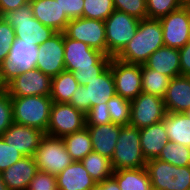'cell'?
Instances as JSON below:
<instances>
[{
  "mask_svg": "<svg viewBox=\"0 0 190 190\" xmlns=\"http://www.w3.org/2000/svg\"><path fill=\"white\" fill-rule=\"evenodd\" d=\"M24 155L13 148L11 144H7L5 140L0 136V172L2 173L8 167L21 160Z\"/></svg>",
  "mask_w": 190,
  "mask_h": 190,
  "instance_id": "obj_38",
  "label": "cell"
},
{
  "mask_svg": "<svg viewBox=\"0 0 190 190\" xmlns=\"http://www.w3.org/2000/svg\"><path fill=\"white\" fill-rule=\"evenodd\" d=\"M114 95H116V88L110 62L109 67L102 74L87 85H80L76 89L69 104L86 114L91 107L106 103Z\"/></svg>",
  "mask_w": 190,
  "mask_h": 190,
  "instance_id": "obj_4",
  "label": "cell"
},
{
  "mask_svg": "<svg viewBox=\"0 0 190 190\" xmlns=\"http://www.w3.org/2000/svg\"><path fill=\"white\" fill-rule=\"evenodd\" d=\"M30 0H0V17L7 12L18 9L20 6L28 4Z\"/></svg>",
  "mask_w": 190,
  "mask_h": 190,
  "instance_id": "obj_45",
  "label": "cell"
},
{
  "mask_svg": "<svg viewBox=\"0 0 190 190\" xmlns=\"http://www.w3.org/2000/svg\"><path fill=\"white\" fill-rule=\"evenodd\" d=\"M56 179L58 190H91L97 184L81 161H73Z\"/></svg>",
  "mask_w": 190,
  "mask_h": 190,
  "instance_id": "obj_22",
  "label": "cell"
},
{
  "mask_svg": "<svg viewBox=\"0 0 190 190\" xmlns=\"http://www.w3.org/2000/svg\"><path fill=\"white\" fill-rule=\"evenodd\" d=\"M149 19H161L183 6L182 0H146Z\"/></svg>",
  "mask_w": 190,
  "mask_h": 190,
  "instance_id": "obj_35",
  "label": "cell"
},
{
  "mask_svg": "<svg viewBox=\"0 0 190 190\" xmlns=\"http://www.w3.org/2000/svg\"><path fill=\"white\" fill-rule=\"evenodd\" d=\"M79 86L73 72L64 70L52 78L50 98L55 103H69Z\"/></svg>",
  "mask_w": 190,
  "mask_h": 190,
  "instance_id": "obj_28",
  "label": "cell"
},
{
  "mask_svg": "<svg viewBox=\"0 0 190 190\" xmlns=\"http://www.w3.org/2000/svg\"><path fill=\"white\" fill-rule=\"evenodd\" d=\"M81 163L97 183L113 176L114 169L111 160L99 153L92 151L81 160Z\"/></svg>",
  "mask_w": 190,
  "mask_h": 190,
  "instance_id": "obj_30",
  "label": "cell"
},
{
  "mask_svg": "<svg viewBox=\"0 0 190 190\" xmlns=\"http://www.w3.org/2000/svg\"><path fill=\"white\" fill-rule=\"evenodd\" d=\"M163 121L169 141L190 148V118L185 113L166 112Z\"/></svg>",
  "mask_w": 190,
  "mask_h": 190,
  "instance_id": "obj_26",
  "label": "cell"
},
{
  "mask_svg": "<svg viewBox=\"0 0 190 190\" xmlns=\"http://www.w3.org/2000/svg\"><path fill=\"white\" fill-rule=\"evenodd\" d=\"M168 141L164 121L140 129V143L146 161L157 158Z\"/></svg>",
  "mask_w": 190,
  "mask_h": 190,
  "instance_id": "obj_25",
  "label": "cell"
},
{
  "mask_svg": "<svg viewBox=\"0 0 190 190\" xmlns=\"http://www.w3.org/2000/svg\"><path fill=\"white\" fill-rule=\"evenodd\" d=\"M82 17L105 21L115 10L113 0H84Z\"/></svg>",
  "mask_w": 190,
  "mask_h": 190,
  "instance_id": "obj_34",
  "label": "cell"
},
{
  "mask_svg": "<svg viewBox=\"0 0 190 190\" xmlns=\"http://www.w3.org/2000/svg\"><path fill=\"white\" fill-rule=\"evenodd\" d=\"M164 46L162 25L157 19H142L136 34L115 57L123 62L144 65L149 56Z\"/></svg>",
  "mask_w": 190,
  "mask_h": 190,
  "instance_id": "obj_1",
  "label": "cell"
},
{
  "mask_svg": "<svg viewBox=\"0 0 190 190\" xmlns=\"http://www.w3.org/2000/svg\"><path fill=\"white\" fill-rule=\"evenodd\" d=\"M59 4L70 20L82 17L84 0H59Z\"/></svg>",
  "mask_w": 190,
  "mask_h": 190,
  "instance_id": "obj_43",
  "label": "cell"
},
{
  "mask_svg": "<svg viewBox=\"0 0 190 190\" xmlns=\"http://www.w3.org/2000/svg\"><path fill=\"white\" fill-rule=\"evenodd\" d=\"M2 17L14 28L16 39L24 40L31 45L40 46L57 33L33 16L30 3L7 12Z\"/></svg>",
  "mask_w": 190,
  "mask_h": 190,
  "instance_id": "obj_3",
  "label": "cell"
},
{
  "mask_svg": "<svg viewBox=\"0 0 190 190\" xmlns=\"http://www.w3.org/2000/svg\"><path fill=\"white\" fill-rule=\"evenodd\" d=\"M183 5L190 6V0H182Z\"/></svg>",
  "mask_w": 190,
  "mask_h": 190,
  "instance_id": "obj_50",
  "label": "cell"
},
{
  "mask_svg": "<svg viewBox=\"0 0 190 190\" xmlns=\"http://www.w3.org/2000/svg\"><path fill=\"white\" fill-rule=\"evenodd\" d=\"M165 115L163 98L142 92L131 100L129 125L142 129L163 121Z\"/></svg>",
  "mask_w": 190,
  "mask_h": 190,
  "instance_id": "obj_13",
  "label": "cell"
},
{
  "mask_svg": "<svg viewBox=\"0 0 190 190\" xmlns=\"http://www.w3.org/2000/svg\"><path fill=\"white\" fill-rule=\"evenodd\" d=\"M0 190H9L7 185L4 183L2 173L0 172Z\"/></svg>",
  "mask_w": 190,
  "mask_h": 190,
  "instance_id": "obj_48",
  "label": "cell"
},
{
  "mask_svg": "<svg viewBox=\"0 0 190 190\" xmlns=\"http://www.w3.org/2000/svg\"><path fill=\"white\" fill-rule=\"evenodd\" d=\"M86 127L85 114L69 103L53 102L46 135L62 138Z\"/></svg>",
  "mask_w": 190,
  "mask_h": 190,
  "instance_id": "obj_11",
  "label": "cell"
},
{
  "mask_svg": "<svg viewBox=\"0 0 190 190\" xmlns=\"http://www.w3.org/2000/svg\"><path fill=\"white\" fill-rule=\"evenodd\" d=\"M93 145V152L111 160L122 126L108 123L100 126H86Z\"/></svg>",
  "mask_w": 190,
  "mask_h": 190,
  "instance_id": "obj_23",
  "label": "cell"
},
{
  "mask_svg": "<svg viewBox=\"0 0 190 190\" xmlns=\"http://www.w3.org/2000/svg\"><path fill=\"white\" fill-rule=\"evenodd\" d=\"M67 152L73 161H81L93 151V145L87 127L62 137Z\"/></svg>",
  "mask_w": 190,
  "mask_h": 190,
  "instance_id": "obj_29",
  "label": "cell"
},
{
  "mask_svg": "<svg viewBox=\"0 0 190 190\" xmlns=\"http://www.w3.org/2000/svg\"><path fill=\"white\" fill-rule=\"evenodd\" d=\"M107 106L112 123L120 126L130 124V100L116 94L107 101Z\"/></svg>",
  "mask_w": 190,
  "mask_h": 190,
  "instance_id": "obj_33",
  "label": "cell"
},
{
  "mask_svg": "<svg viewBox=\"0 0 190 190\" xmlns=\"http://www.w3.org/2000/svg\"><path fill=\"white\" fill-rule=\"evenodd\" d=\"M113 4L115 10L127 13L138 20L148 18L146 0H113Z\"/></svg>",
  "mask_w": 190,
  "mask_h": 190,
  "instance_id": "obj_37",
  "label": "cell"
},
{
  "mask_svg": "<svg viewBox=\"0 0 190 190\" xmlns=\"http://www.w3.org/2000/svg\"><path fill=\"white\" fill-rule=\"evenodd\" d=\"M52 78L39 69L13 71L7 75L6 91L10 97L50 96Z\"/></svg>",
  "mask_w": 190,
  "mask_h": 190,
  "instance_id": "obj_7",
  "label": "cell"
},
{
  "mask_svg": "<svg viewBox=\"0 0 190 190\" xmlns=\"http://www.w3.org/2000/svg\"><path fill=\"white\" fill-rule=\"evenodd\" d=\"M111 71L117 95L131 101L142 93L141 65L126 63L112 57Z\"/></svg>",
  "mask_w": 190,
  "mask_h": 190,
  "instance_id": "obj_15",
  "label": "cell"
},
{
  "mask_svg": "<svg viewBox=\"0 0 190 190\" xmlns=\"http://www.w3.org/2000/svg\"><path fill=\"white\" fill-rule=\"evenodd\" d=\"M179 50L181 75L190 76V41Z\"/></svg>",
  "mask_w": 190,
  "mask_h": 190,
  "instance_id": "obj_44",
  "label": "cell"
},
{
  "mask_svg": "<svg viewBox=\"0 0 190 190\" xmlns=\"http://www.w3.org/2000/svg\"><path fill=\"white\" fill-rule=\"evenodd\" d=\"M190 118V108L184 112Z\"/></svg>",
  "mask_w": 190,
  "mask_h": 190,
  "instance_id": "obj_51",
  "label": "cell"
},
{
  "mask_svg": "<svg viewBox=\"0 0 190 190\" xmlns=\"http://www.w3.org/2000/svg\"><path fill=\"white\" fill-rule=\"evenodd\" d=\"M141 143L140 129L131 125L122 126L111 158L114 171L146 167Z\"/></svg>",
  "mask_w": 190,
  "mask_h": 190,
  "instance_id": "obj_5",
  "label": "cell"
},
{
  "mask_svg": "<svg viewBox=\"0 0 190 190\" xmlns=\"http://www.w3.org/2000/svg\"><path fill=\"white\" fill-rule=\"evenodd\" d=\"M33 16L56 32H64L70 19L62 11L59 0H30Z\"/></svg>",
  "mask_w": 190,
  "mask_h": 190,
  "instance_id": "obj_18",
  "label": "cell"
},
{
  "mask_svg": "<svg viewBox=\"0 0 190 190\" xmlns=\"http://www.w3.org/2000/svg\"><path fill=\"white\" fill-rule=\"evenodd\" d=\"M86 126H100L111 123L107 102L91 107L85 114Z\"/></svg>",
  "mask_w": 190,
  "mask_h": 190,
  "instance_id": "obj_39",
  "label": "cell"
},
{
  "mask_svg": "<svg viewBox=\"0 0 190 190\" xmlns=\"http://www.w3.org/2000/svg\"><path fill=\"white\" fill-rule=\"evenodd\" d=\"M91 190H104V189L99 183H97Z\"/></svg>",
  "mask_w": 190,
  "mask_h": 190,
  "instance_id": "obj_49",
  "label": "cell"
},
{
  "mask_svg": "<svg viewBox=\"0 0 190 190\" xmlns=\"http://www.w3.org/2000/svg\"><path fill=\"white\" fill-rule=\"evenodd\" d=\"M121 190H152L146 167L138 169H120L112 176Z\"/></svg>",
  "mask_w": 190,
  "mask_h": 190,
  "instance_id": "obj_27",
  "label": "cell"
},
{
  "mask_svg": "<svg viewBox=\"0 0 190 190\" xmlns=\"http://www.w3.org/2000/svg\"><path fill=\"white\" fill-rule=\"evenodd\" d=\"M1 136L7 144H11L13 148L20 151L24 156L33 157L42 138L45 136V132L13 122Z\"/></svg>",
  "mask_w": 190,
  "mask_h": 190,
  "instance_id": "obj_17",
  "label": "cell"
},
{
  "mask_svg": "<svg viewBox=\"0 0 190 190\" xmlns=\"http://www.w3.org/2000/svg\"><path fill=\"white\" fill-rule=\"evenodd\" d=\"M108 67L109 65H93V68H77L73 75L80 85L85 86L102 74Z\"/></svg>",
  "mask_w": 190,
  "mask_h": 190,
  "instance_id": "obj_42",
  "label": "cell"
},
{
  "mask_svg": "<svg viewBox=\"0 0 190 190\" xmlns=\"http://www.w3.org/2000/svg\"><path fill=\"white\" fill-rule=\"evenodd\" d=\"M13 122L46 133L53 100L50 96L11 97Z\"/></svg>",
  "mask_w": 190,
  "mask_h": 190,
  "instance_id": "obj_2",
  "label": "cell"
},
{
  "mask_svg": "<svg viewBox=\"0 0 190 190\" xmlns=\"http://www.w3.org/2000/svg\"><path fill=\"white\" fill-rule=\"evenodd\" d=\"M142 92L163 98L171 78L141 65Z\"/></svg>",
  "mask_w": 190,
  "mask_h": 190,
  "instance_id": "obj_31",
  "label": "cell"
},
{
  "mask_svg": "<svg viewBox=\"0 0 190 190\" xmlns=\"http://www.w3.org/2000/svg\"><path fill=\"white\" fill-rule=\"evenodd\" d=\"M6 80L7 76L3 71V68L0 66V93L6 91Z\"/></svg>",
  "mask_w": 190,
  "mask_h": 190,
  "instance_id": "obj_47",
  "label": "cell"
},
{
  "mask_svg": "<svg viewBox=\"0 0 190 190\" xmlns=\"http://www.w3.org/2000/svg\"><path fill=\"white\" fill-rule=\"evenodd\" d=\"M111 59L112 57L64 34V64L66 71L74 72L77 68H93V65H110Z\"/></svg>",
  "mask_w": 190,
  "mask_h": 190,
  "instance_id": "obj_10",
  "label": "cell"
},
{
  "mask_svg": "<svg viewBox=\"0 0 190 190\" xmlns=\"http://www.w3.org/2000/svg\"><path fill=\"white\" fill-rule=\"evenodd\" d=\"M13 123L11 97L7 91L0 93V136Z\"/></svg>",
  "mask_w": 190,
  "mask_h": 190,
  "instance_id": "obj_40",
  "label": "cell"
},
{
  "mask_svg": "<svg viewBox=\"0 0 190 190\" xmlns=\"http://www.w3.org/2000/svg\"><path fill=\"white\" fill-rule=\"evenodd\" d=\"M152 189L190 190V166L178 167L157 158L147 160Z\"/></svg>",
  "mask_w": 190,
  "mask_h": 190,
  "instance_id": "obj_6",
  "label": "cell"
},
{
  "mask_svg": "<svg viewBox=\"0 0 190 190\" xmlns=\"http://www.w3.org/2000/svg\"><path fill=\"white\" fill-rule=\"evenodd\" d=\"M35 68L51 78L65 70L64 32H57L39 46Z\"/></svg>",
  "mask_w": 190,
  "mask_h": 190,
  "instance_id": "obj_16",
  "label": "cell"
},
{
  "mask_svg": "<svg viewBox=\"0 0 190 190\" xmlns=\"http://www.w3.org/2000/svg\"><path fill=\"white\" fill-rule=\"evenodd\" d=\"M166 112L184 113L190 108V76L179 75L170 80L163 97Z\"/></svg>",
  "mask_w": 190,
  "mask_h": 190,
  "instance_id": "obj_20",
  "label": "cell"
},
{
  "mask_svg": "<svg viewBox=\"0 0 190 190\" xmlns=\"http://www.w3.org/2000/svg\"><path fill=\"white\" fill-rule=\"evenodd\" d=\"M39 171L34 157L24 156L2 172V178L9 190H27L31 180Z\"/></svg>",
  "mask_w": 190,
  "mask_h": 190,
  "instance_id": "obj_21",
  "label": "cell"
},
{
  "mask_svg": "<svg viewBox=\"0 0 190 190\" xmlns=\"http://www.w3.org/2000/svg\"><path fill=\"white\" fill-rule=\"evenodd\" d=\"M145 65L171 79L181 75L179 50L177 48L160 47L149 56Z\"/></svg>",
  "mask_w": 190,
  "mask_h": 190,
  "instance_id": "obj_24",
  "label": "cell"
},
{
  "mask_svg": "<svg viewBox=\"0 0 190 190\" xmlns=\"http://www.w3.org/2000/svg\"><path fill=\"white\" fill-rule=\"evenodd\" d=\"M157 159L178 167L190 166V148L168 141Z\"/></svg>",
  "mask_w": 190,
  "mask_h": 190,
  "instance_id": "obj_32",
  "label": "cell"
},
{
  "mask_svg": "<svg viewBox=\"0 0 190 190\" xmlns=\"http://www.w3.org/2000/svg\"><path fill=\"white\" fill-rule=\"evenodd\" d=\"M159 21L164 46L180 49L190 41V6L183 5Z\"/></svg>",
  "mask_w": 190,
  "mask_h": 190,
  "instance_id": "obj_14",
  "label": "cell"
},
{
  "mask_svg": "<svg viewBox=\"0 0 190 190\" xmlns=\"http://www.w3.org/2000/svg\"><path fill=\"white\" fill-rule=\"evenodd\" d=\"M140 20L114 10L104 21L107 56L116 57L136 34Z\"/></svg>",
  "mask_w": 190,
  "mask_h": 190,
  "instance_id": "obj_8",
  "label": "cell"
},
{
  "mask_svg": "<svg viewBox=\"0 0 190 190\" xmlns=\"http://www.w3.org/2000/svg\"><path fill=\"white\" fill-rule=\"evenodd\" d=\"M39 171L57 175L69 166L73 160L67 152L62 138L46 135L34 154Z\"/></svg>",
  "mask_w": 190,
  "mask_h": 190,
  "instance_id": "obj_9",
  "label": "cell"
},
{
  "mask_svg": "<svg viewBox=\"0 0 190 190\" xmlns=\"http://www.w3.org/2000/svg\"><path fill=\"white\" fill-rule=\"evenodd\" d=\"M39 46L31 45L24 40L15 39L3 71L6 76L13 71L34 69L37 61Z\"/></svg>",
  "mask_w": 190,
  "mask_h": 190,
  "instance_id": "obj_19",
  "label": "cell"
},
{
  "mask_svg": "<svg viewBox=\"0 0 190 190\" xmlns=\"http://www.w3.org/2000/svg\"><path fill=\"white\" fill-rule=\"evenodd\" d=\"M14 28L3 18L0 17V66L6 64L10 48L15 41Z\"/></svg>",
  "mask_w": 190,
  "mask_h": 190,
  "instance_id": "obj_36",
  "label": "cell"
},
{
  "mask_svg": "<svg viewBox=\"0 0 190 190\" xmlns=\"http://www.w3.org/2000/svg\"><path fill=\"white\" fill-rule=\"evenodd\" d=\"M64 34L107 55L104 21L83 17L71 19L66 26Z\"/></svg>",
  "mask_w": 190,
  "mask_h": 190,
  "instance_id": "obj_12",
  "label": "cell"
},
{
  "mask_svg": "<svg viewBox=\"0 0 190 190\" xmlns=\"http://www.w3.org/2000/svg\"><path fill=\"white\" fill-rule=\"evenodd\" d=\"M99 184L104 190H121L117 181L113 177L105 179L104 181L99 182Z\"/></svg>",
  "mask_w": 190,
  "mask_h": 190,
  "instance_id": "obj_46",
  "label": "cell"
},
{
  "mask_svg": "<svg viewBox=\"0 0 190 190\" xmlns=\"http://www.w3.org/2000/svg\"><path fill=\"white\" fill-rule=\"evenodd\" d=\"M27 190H58L56 175L38 171Z\"/></svg>",
  "mask_w": 190,
  "mask_h": 190,
  "instance_id": "obj_41",
  "label": "cell"
}]
</instances>
